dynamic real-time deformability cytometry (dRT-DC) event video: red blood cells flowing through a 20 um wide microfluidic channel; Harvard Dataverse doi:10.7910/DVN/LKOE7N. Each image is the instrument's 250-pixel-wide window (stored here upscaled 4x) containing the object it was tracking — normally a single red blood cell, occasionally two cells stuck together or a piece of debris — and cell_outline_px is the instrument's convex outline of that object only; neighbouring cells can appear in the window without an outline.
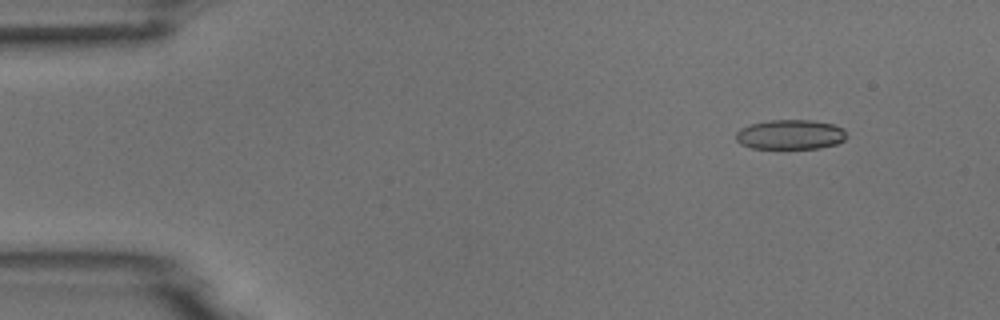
{"species": "common noctule bat (a hibernating species)", "species_latin": "Nyctalus noctula", "temperature_condition": "room temperature", "stored_images_in_passage": 4, "camera_frame_rate_fps": 3000, "um_per_image_px": 0.085, "animal": {"sex": "male", "body_mass_g": 18.8}, "frame": {"image": 1, "passage_image": 2, "time_ms": 1.0, "image_size_px": [1000, 320], "cell_outline_px": [[848, 136], [844, 140], [836, 144], [820, 148], [752, 148], [740, 144], [736, 140], [736, 132], [740, 128], [752, 124], [768, 120], [812, 120], [832, 124], [840, 128]], "centroid_in_image_um": [67.15, 11.44], "position_along_channel_um": 17.8, "area_um2": 19.07}}
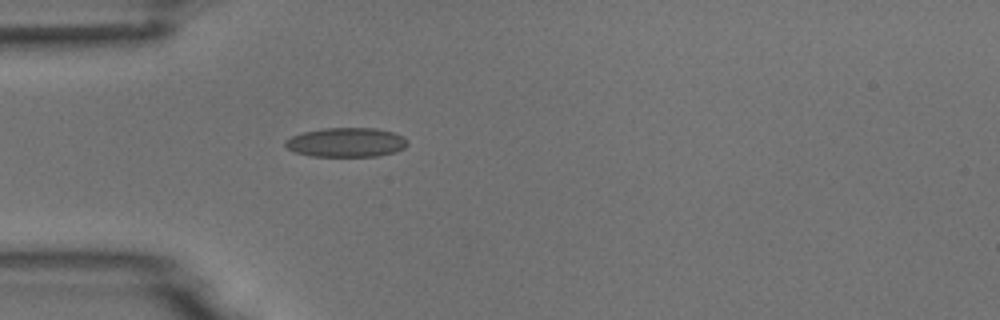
{"frame": {"image": 2, "passage_image": 4, "time_ms": 4.333, "image_size_px": [1000, 320], "cell_outline_px": [[408, 144], [404, 148], [396, 152], [380, 156], [312, 156], [296, 152], [288, 148], [284, 144], [284, 140], [292, 136], [304, 132], [324, 128], [376, 128], [392, 132], [404, 136], [408, 140]], "centroid_in_image_um": [29.47, 12.1], "position_along_channel_um": 55.5, "area_um2": 20.92}}